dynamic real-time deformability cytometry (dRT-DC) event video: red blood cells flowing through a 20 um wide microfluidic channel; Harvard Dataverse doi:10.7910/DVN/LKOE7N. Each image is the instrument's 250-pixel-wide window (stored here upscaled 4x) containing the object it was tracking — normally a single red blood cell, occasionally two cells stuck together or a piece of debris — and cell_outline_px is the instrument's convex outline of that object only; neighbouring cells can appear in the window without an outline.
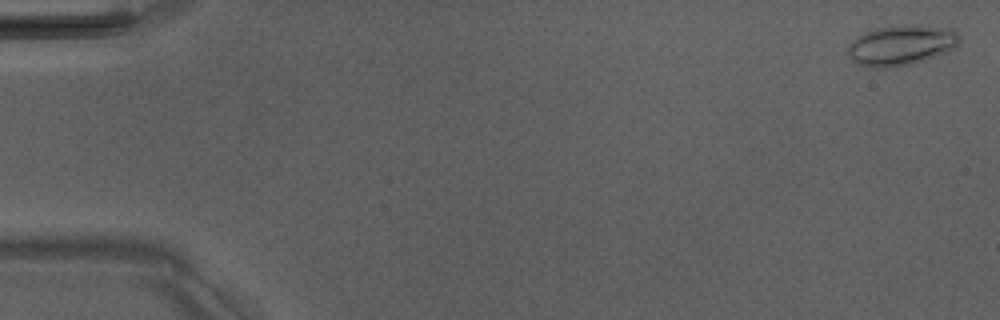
{"species": "Egyptian fruit bat (a non-hibernating species)", "species_latin": "Rousettus aegyptiacus", "temperature_condition": "room temperature", "stored_images_in_passage": 7, "camera_frame_rate_fps": 3000, "um_per_image_px": 0.085, "animal": {"sex": "male"}, "frame": {"image": 1, "passage_image": 1, "time_ms": 0.0, "image_size_px": [1000, 320], "cell_outline_px": [[960, 40], [952, 48], [944, 52], [924, 60], [908, 64], [884, 68], [876, 68], [860, 64], [852, 60], [848, 56], [848, 44], [856, 36], [864, 32], [876, 28], [912, 24], [952, 28], [960, 36]], "centroid_in_image_um": [76.57, 3.82], "position_along_channel_um": 8.4, "area_um2": 25.95}}